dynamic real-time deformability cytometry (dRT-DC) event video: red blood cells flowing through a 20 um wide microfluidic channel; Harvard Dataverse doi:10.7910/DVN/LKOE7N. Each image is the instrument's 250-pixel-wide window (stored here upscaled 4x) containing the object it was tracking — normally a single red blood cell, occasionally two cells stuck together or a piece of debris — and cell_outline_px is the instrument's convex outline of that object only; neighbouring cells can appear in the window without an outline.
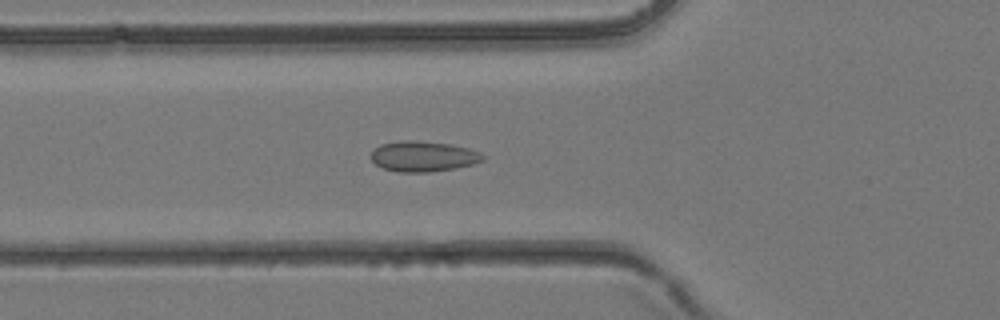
{"species": "common noctule bat (a hibernating species)", "species_latin": "Nyctalus noctula", "temperature_condition": "room temperature", "stored_images_in_passage": 29, "camera_frame_rate_fps": 3000, "um_per_image_px": 0.085, "animal": {"sex": "female", "body_mass_g": 24.6, "forearm_length_mm": 56.2}, "frame": {"image": 1, "passage_image": 3, "time_ms": 0.667, "image_size_px": [1000, 320], "cell_outline_px": [[484, 160], [472, 164], [456, 168], [428, 172], [396, 172], [384, 168], [376, 164], [372, 160], [372, 152], [380, 144], [400, 140], [416, 140], [448, 144], [468, 148], [480, 152], [484, 156]], "centroid_in_image_um": [35.97, 13.29], "position_along_channel_um": 89.8, "area_um2": 19.77}}
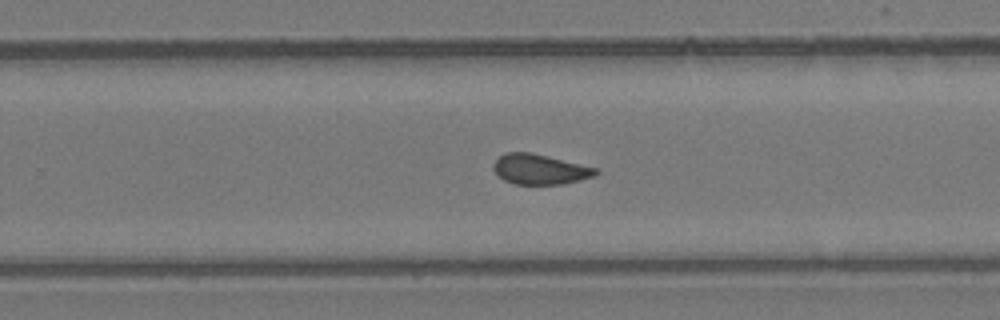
{"frame": {"image": 2, "passage_image": 14, "time_ms": 4.333, "image_size_px": [1000, 320], "cell_outline_px": [[600, 172], [596, 176], [564, 184], [512, 184], [504, 180], [492, 168], [492, 164], [504, 152], [532, 152], [600, 168]], "centroid_in_image_um": [45.94, 14.38], "position_along_channel_um": 283.9, "area_um2": 18.32}}
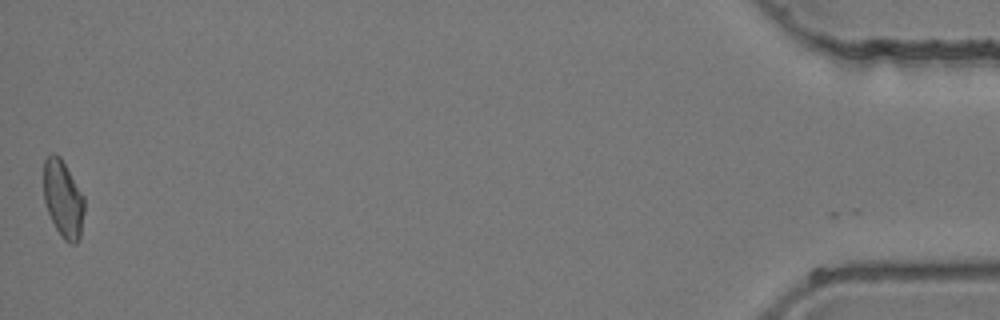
{"frame": {"image": 3, "passage_image": 28, "time_ms": 9.0, "image_size_px": [1000, 320], "cell_outline_px": [[84, 212], [80, 236], [76, 244], [68, 244], [64, 240], [56, 228], [48, 212], [44, 200], [44, 160], [52, 152], [60, 156], [84, 196]], "centroid_in_image_um": [5.37, 16.91], "position_along_channel_um": 429.8, "area_um2": 18.26}}